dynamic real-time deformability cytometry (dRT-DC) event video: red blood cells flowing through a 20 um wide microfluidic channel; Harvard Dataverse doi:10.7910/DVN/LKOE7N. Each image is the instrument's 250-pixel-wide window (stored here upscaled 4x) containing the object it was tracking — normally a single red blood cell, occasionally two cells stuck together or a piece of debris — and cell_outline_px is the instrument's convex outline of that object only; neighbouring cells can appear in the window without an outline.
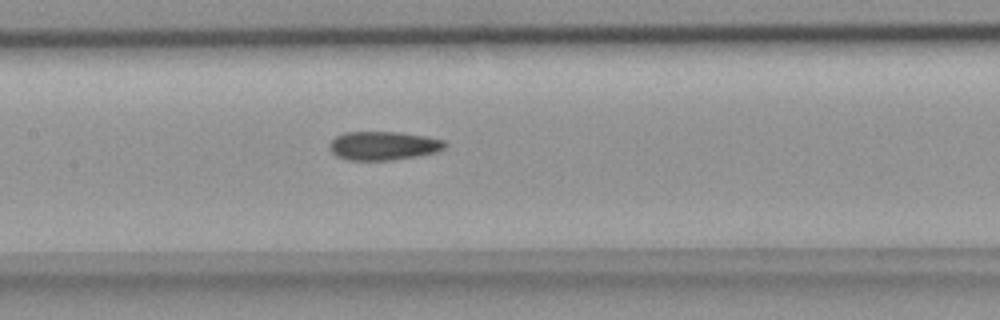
{"species": "common noctule bat (a hibernating species)", "species_latin": "Nyctalus noctula", "temperature_condition": "room temperature", "stored_images_in_passage": 36, "camera_frame_rate_fps": 3000, "um_per_image_px": 0.085, "animal": {"sex": "female", "body_mass_g": 18.4}, "frame": {"image": 1, "passage_image": 10, "time_ms": 3.0, "image_size_px": [1000, 320], "cell_outline_px": [[448, 144], [444, 148], [436, 152], [416, 156], [392, 160], [348, 160], [336, 156], [332, 152], [332, 140], [336, 136], [344, 132], [396, 132], [428, 136], [444, 140]], "centroid_in_image_um": [32.63, 12.38], "position_along_channel_um": 174.8, "area_um2": 19.19}}
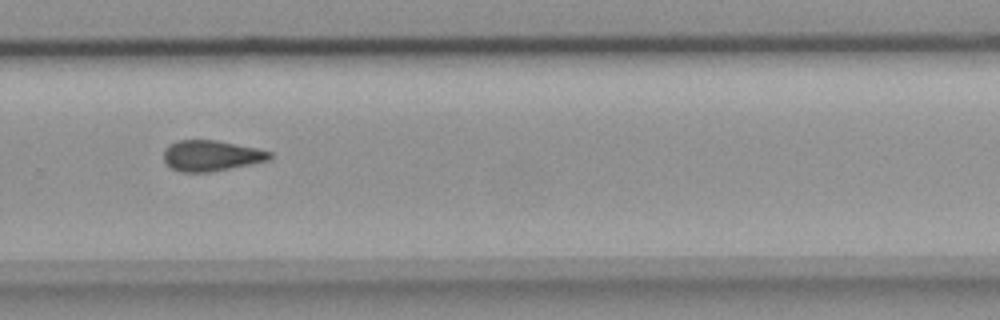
{"frame": {"image": 2, "passage_image": 20, "time_ms": 6.333, "image_size_px": [1000, 320], "cell_outline_px": [[272, 160], [208, 172], [180, 172], [172, 168], [164, 160], [164, 148], [168, 144], [176, 140], [212, 140], [256, 148], [272, 152]], "centroid_in_image_um": [17.94, 13.23], "position_along_channel_um": 311.9, "area_um2": 18.9}}
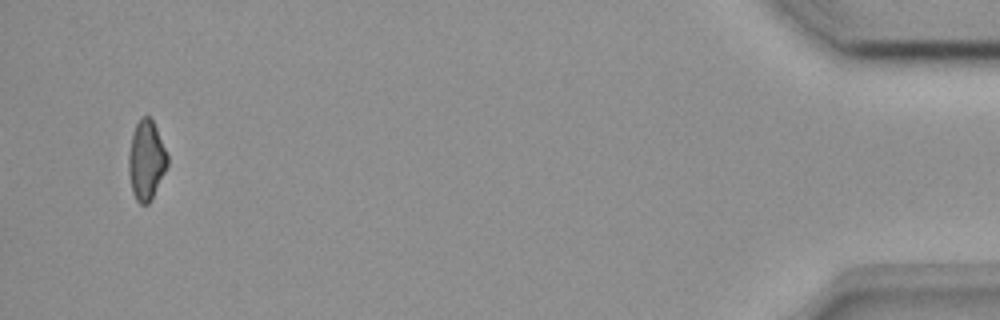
{"frame": {"image": 3, "passage_image": 34, "time_ms": 11.0, "image_size_px": [1000, 320], "cell_outline_px": [[168, 164], [148, 204], [140, 204], [136, 200], [132, 192], [128, 172], [128, 152], [132, 136], [136, 124], [140, 116], [148, 116], [152, 120], [156, 128], [168, 156]], "centroid_in_image_um": [12.4, 13.61], "position_along_channel_um": 422.8, "area_um2": 17.74}}